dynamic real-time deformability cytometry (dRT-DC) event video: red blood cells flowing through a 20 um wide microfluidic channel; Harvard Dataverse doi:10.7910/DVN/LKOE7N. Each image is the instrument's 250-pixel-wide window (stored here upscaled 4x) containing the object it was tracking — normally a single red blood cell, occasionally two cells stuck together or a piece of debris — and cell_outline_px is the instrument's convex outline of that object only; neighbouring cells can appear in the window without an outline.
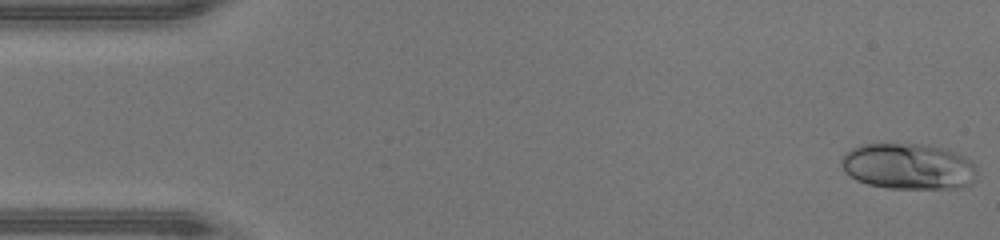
{"species": "human", "species_latin": "Homo sapiens", "temperature_condition": "warm", "stored_images_in_passage": 47, "camera_frame_rate_fps": 3000, "um_per_image_px": 0.085, "donor": {"sex": "male"}, "frame": {"image": 1, "passage_image": 1, "time_ms": 0.0, "image_size_px": [1000, 240], "cell_outline_px": [[976, 176], [968, 184], [960, 188], [888, 188], [868, 184], [856, 180], [844, 172], [840, 164], [840, 160], [844, 152], [860, 144], [928, 144], [944, 148], [964, 156], [972, 160], [976, 164]], "centroid_in_image_um": [77.18, 14.13], "position_along_channel_um": 7.8, "area_um2": 36.7}}
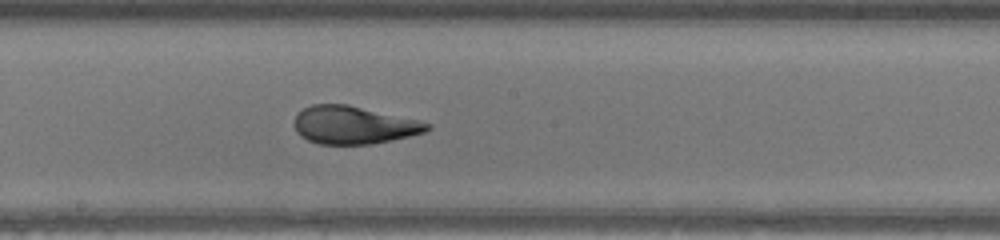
{"frame": {"image": 2, "passage_image": 25, "time_ms": 8.0, "image_size_px": [1000, 240], "cell_outline_px": [[432, 128], [424, 132], [392, 140], [372, 144], [320, 144], [308, 140], [300, 136], [296, 132], [296, 116], [304, 108], [312, 104], [348, 104], [416, 120], [432, 124]], "centroid_in_image_um": [30.06, 10.63], "position_along_channel_um": 218.1, "area_um2": 28.96}}
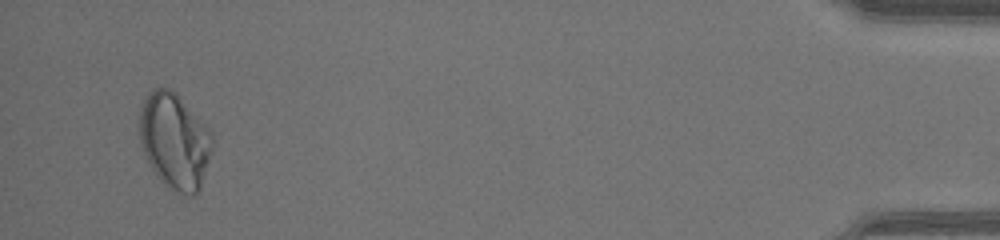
{"frame": {"image": 3, "passage_image": 45, "time_ms": 14.667, "image_size_px": [1000, 240], "cell_outline_px": [[212, 144], [200, 188], [192, 196], [188, 196], [172, 188], [160, 180], [156, 176], [140, 144], [140, 108], [148, 92], [156, 88], [172, 88], [176, 92], [208, 128], [212, 136]], "centroid_in_image_um": [14.82, 11.94], "position_along_channel_um": 420.4, "area_um2": 39.94}, "authors_computed_cell_mechanics": {"area_um2": 31.9056, "velocity_mm_per_s": 4.3555, "shape_relaxation_time_tau1_ms": 6.8559, "shape_relaxation_time_tau2_ms": null, "deformation_change_tau1": 0.2236, "deformation_change_tau2": null}}